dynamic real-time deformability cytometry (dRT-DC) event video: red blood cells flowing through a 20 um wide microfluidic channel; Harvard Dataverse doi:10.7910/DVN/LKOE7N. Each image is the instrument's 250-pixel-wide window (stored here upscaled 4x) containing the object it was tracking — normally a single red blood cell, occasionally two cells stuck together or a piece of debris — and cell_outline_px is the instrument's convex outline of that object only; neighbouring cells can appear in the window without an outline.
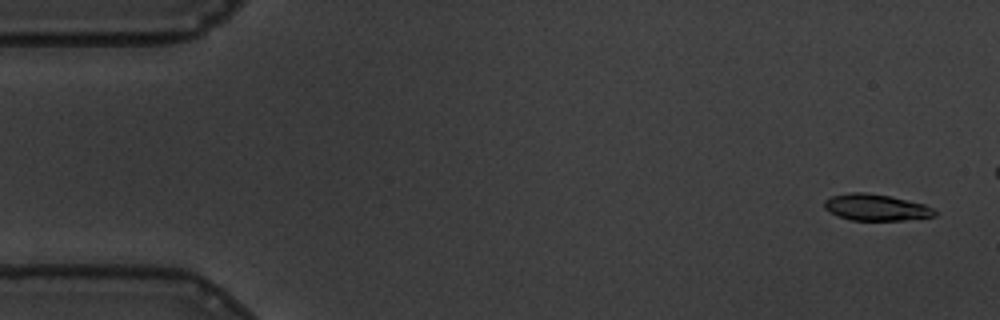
{"species": "common noctule bat (a hibernating species)", "species_latin": "Nyctalus noctula", "temperature_condition": "warm", "stored_images_in_passage": 51, "camera_frame_rate_fps": 3000, "um_per_image_px": 0.085, "animal": {"sex": "male", "body_mass_g": 19.5, "forearm_length_mm": 54.6}, "frame": {"image": 1, "passage_image": 3, "time_ms": 0.667, "image_size_px": [1000, 320], "cell_outline_px": [[936, 216], [904, 220], [852, 220], [836, 216], [828, 212], [824, 208], [824, 200], [832, 196], [852, 192], [864, 192], [888, 196], [924, 204], [932, 208], [936, 212]], "centroid_in_image_um": [74.41, 17.64], "position_along_channel_um": 10.6, "area_um2": 16.94}}
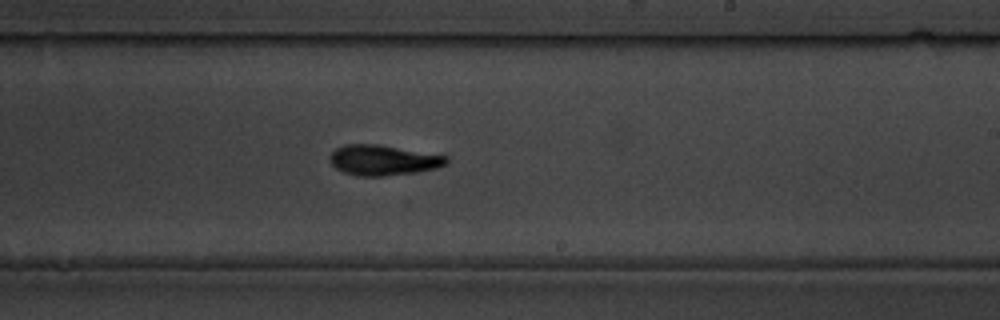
{"frame": {"image": 2, "passage_image": 35, "time_ms": 11.333, "image_size_px": [1000, 320], "cell_outline_px": [[448, 164], [436, 168], [416, 172], [384, 176], [360, 176], [344, 172], [336, 168], [328, 160], [328, 156], [336, 148], [344, 144], [380, 144], [448, 156]], "centroid_in_image_um": [32.56, 13.6], "position_along_channel_um": 256.4, "area_um2": 20.75}}
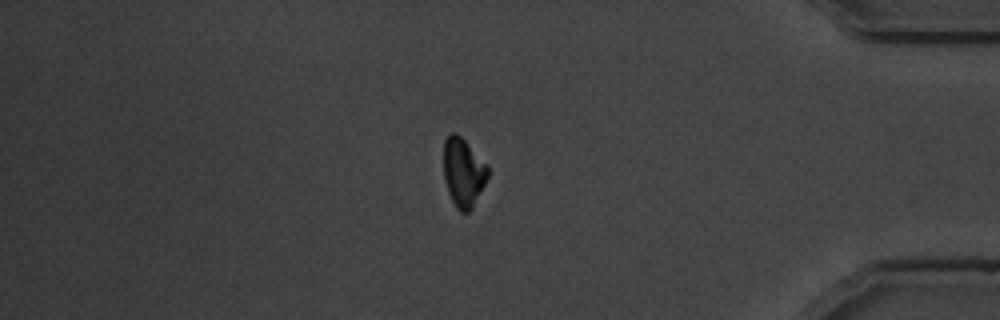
{"frame": {"image": 3, "passage_image": 50, "time_ms": 16.333, "image_size_px": [1000, 320], "cell_outline_px": [[488, 176], [472, 208], [468, 212], [460, 212], [456, 208], [448, 192], [444, 176], [444, 140], [452, 132], [456, 132], [488, 164]], "centroid_in_image_um": [39.38, 14.64], "position_along_channel_um": 395.8, "area_um2": 17.57}}